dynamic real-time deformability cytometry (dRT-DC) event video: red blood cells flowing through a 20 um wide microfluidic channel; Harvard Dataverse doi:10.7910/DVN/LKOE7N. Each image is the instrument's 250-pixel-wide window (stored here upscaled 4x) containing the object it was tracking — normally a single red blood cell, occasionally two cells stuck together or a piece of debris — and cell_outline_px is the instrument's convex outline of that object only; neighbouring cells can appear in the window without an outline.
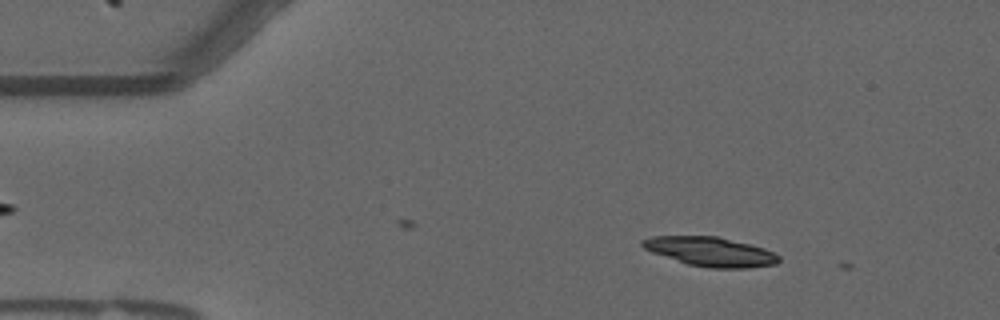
{"species": "common noctule bat (a hibernating species)", "species_latin": "Nyctalus noctula", "temperature_condition": "warm", "stored_images_in_passage": 3, "camera_frame_rate_fps": 3000, "um_per_image_px": 0.085, "animal": {"sex": "male", "forearm_length_mm": 52.5}, "frame": {"image": 1, "passage_image": 1, "time_ms": 0.0, "image_size_px": [1000, 320], "cell_outline_px": [[780, 260], [776, 264], [748, 268], [708, 268], [688, 264], [652, 252], [644, 248], [640, 244], [640, 240], [652, 236], [716, 236], [764, 248], [780, 256]], "centroid_in_image_um": [60.38, 21.39], "position_along_channel_um": 24.6, "area_um2": 23.12}}